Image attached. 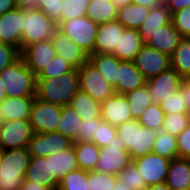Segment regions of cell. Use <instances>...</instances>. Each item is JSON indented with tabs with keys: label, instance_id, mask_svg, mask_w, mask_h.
Segmentation results:
<instances>
[{
	"label": "cell",
	"instance_id": "9",
	"mask_svg": "<svg viewBox=\"0 0 190 190\" xmlns=\"http://www.w3.org/2000/svg\"><path fill=\"white\" fill-rule=\"evenodd\" d=\"M33 133L29 120L1 121L0 148L2 150L27 148Z\"/></svg>",
	"mask_w": 190,
	"mask_h": 190
},
{
	"label": "cell",
	"instance_id": "44",
	"mask_svg": "<svg viewBox=\"0 0 190 190\" xmlns=\"http://www.w3.org/2000/svg\"><path fill=\"white\" fill-rule=\"evenodd\" d=\"M117 135V127L104 121L102 118L97 122V131L91 140L99 148L109 146Z\"/></svg>",
	"mask_w": 190,
	"mask_h": 190
},
{
	"label": "cell",
	"instance_id": "26",
	"mask_svg": "<svg viewBox=\"0 0 190 190\" xmlns=\"http://www.w3.org/2000/svg\"><path fill=\"white\" fill-rule=\"evenodd\" d=\"M172 23V13L162 3L150 9V12L139 28V33L144 41L153 36L161 26Z\"/></svg>",
	"mask_w": 190,
	"mask_h": 190
},
{
	"label": "cell",
	"instance_id": "50",
	"mask_svg": "<svg viewBox=\"0 0 190 190\" xmlns=\"http://www.w3.org/2000/svg\"><path fill=\"white\" fill-rule=\"evenodd\" d=\"M177 144H178V150H179V157L190 158V123L177 136Z\"/></svg>",
	"mask_w": 190,
	"mask_h": 190
},
{
	"label": "cell",
	"instance_id": "11",
	"mask_svg": "<svg viewBox=\"0 0 190 190\" xmlns=\"http://www.w3.org/2000/svg\"><path fill=\"white\" fill-rule=\"evenodd\" d=\"M73 146V140L58 132L33 133L28 144L31 157H48Z\"/></svg>",
	"mask_w": 190,
	"mask_h": 190
},
{
	"label": "cell",
	"instance_id": "38",
	"mask_svg": "<svg viewBox=\"0 0 190 190\" xmlns=\"http://www.w3.org/2000/svg\"><path fill=\"white\" fill-rule=\"evenodd\" d=\"M190 123V113L165 114L161 131L178 136Z\"/></svg>",
	"mask_w": 190,
	"mask_h": 190
},
{
	"label": "cell",
	"instance_id": "59",
	"mask_svg": "<svg viewBox=\"0 0 190 190\" xmlns=\"http://www.w3.org/2000/svg\"><path fill=\"white\" fill-rule=\"evenodd\" d=\"M113 2L117 5L118 8H120L132 3L133 0H113Z\"/></svg>",
	"mask_w": 190,
	"mask_h": 190
},
{
	"label": "cell",
	"instance_id": "54",
	"mask_svg": "<svg viewBox=\"0 0 190 190\" xmlns=\"http://www.w3.org/2000/svg\"><path fill=\"white\" fill-rule=\"evenodd\" d=\"M16 7L25 10H37L38 0H15Z\"/></svg>",
	"mask_w": 190,
	"mask_h": 190
},
{
	"label": "cell",
	"instance_id": "37",
	"mask_svg": "<svg viewBox=\"0 0 190 190\" xmlns=\"http://www.w3.org/2000/svg\"><path fill=\"white\" fill-rule=\"evenodd\" d=\"M57 190H88V171L77 168L59 180Z\"/></svg>",
	"mask_w": 190,
	"mask_h": 190
},
{
	"label": "cell",
	"instance_id": "33",
	"mask_svg": "<svg viewBox=\"0 0 190 190\" xmlns=\"http://www.w3.org/2000/svg\"><path fill=\"white\" fill-rule=\"evenodd\" d=\"M171 68L182 78L190 77V38H182L170 56Z\"/></svg>",
	"mask_w": 190,
	"mask_h": 190
},
{
	"label": "cell",
	"instance_id": "29",
	"mask_svg": "<svg viewBox=\"0 0 190 190\" xmlns=\"http://www.w3.org/2000/svg\"><path fill=\"white\" fill-rule=\"evenodd\" d=\"M69 106L77 112L81 120L101 118V103L80 90L71 99Z\"/></svg>",
	"mask_w": 190,
	"mask_h": 190
},
{
	"label": "cell",
	"instance_id": "13",
	"mask_svg": "<svg viewBox=\"0 0 190 190\" xmlns=\"http://www.w3.org/2000/svg\"><path fill=\"white\" fill-rule=\"evenodd\" d=\"M183 78L173 68L156 75L147 81L150 99L153 104H160L180 90Z\"/></svg>",
	"mask_w": 190,
	"mask_h": 190
},
{
	"label": "cell",
	"instance_id": "55",
	"mask_svg": "<svg viewBox=\"0 0 190 190\" xmlns=\"http://www.w3.org/2000/svg\"><path fill=\"white\" fill-rule=\"evenodd\" d=\"M133 3L151 9L162 4L163 0H133Z\"/></svg>",
	"mask_w": 190,
	"mask_h": 190
},
{
	"label": "cell",
	"instance_id": "40",
	"mask_svg": "<svg viewBox=\"0 0 190 190\" xmlns=\"http://www.w3.org/2000/svg\"><path fill=\"white\" fill-rule=\"evenodd\" d=\"M118 179L131 190H144L147 187L143 176L133 161L118 174Z\"/></svg>",
	"mask_w": 190,
	"mask_h": 190
},
{
	"label": "cell",
	"instance_id": "28",
	"mask_svg": "<svg viewBox=\"0 0 190 190\" xmlns=\"http://www.w3.org/2000/svg\"><path fill=\"white\" fill-rule=\"evenodd\" d=\"M86 16L97 25L117 20L118 7L113 1L89 0Z\"/></svg>",
	"mask_w": 190,
	"mask_h": 190
},
{
	"label": "cell",
	"instance_id": "25",
	"mask_svg": "<svg viewBox=\"0 0 190 190\" xmlns=\"http://www.w3.org/2000/svg\"><path fill=\"white\" fill-rule=\"evenodd\" d=\"M165 183L172 189L190 188V158H173L169 165Z\"/></svg>",
	"mask_w": 190,
	"mask_h": 190
},
{
	"label": "cell",
	"instance_id": "46",
	"mask_svg": "<svg viewBox=\"0 0 190 190\" xmlns=\"http://www.w3.org/2000/svg\"><path fill=\"white\" fill-rule=\"evenodd\" d=\"M161 109L165 114L187 113L186 104L184 103L183 93L181 90L177 91L168 99L160 103Z\"/></svg>",
	"mask_w": 190,
	"mask_h": 190
},
{
	"label": "cell",
	"instance_id": "22",
	"mask_svg": "<svg viewBox=\"0 0 190 190\" xmlns=\"http://www.w3.org/2000/svg\"><path fill=\"white\" fill-rule=\"evenodd\" d=\"M147 84L134 61H120L117 74V93L126 94Z\"/></svg>",
	"mask_w": 190,
	"mask_h": 190
},
{
	"label": "cell",
	"instance_id": "34",
	"mask_svg": "<svg viewBox=\"0 0 190 190\" xmlns=\"http://www.w3.org/2000/svg\"><path fill=\"white\" fill-rule=\"evenodd\" d=\"M81 118L69 105L61 106V117L59 119L57 132L69 137L76 142V132L80 126Z\"/></svg>",
	"mask_w": 190,
	"mask_h": 190
},
{
	"label": "cell",
	"instance_id": "48",
	"mask_svg": "<svg viewBox=\"0 0 190 190\" xmlns=\"http://www.w3.org/2000/svg\"><path fill=\"white\" fill-rule=\"evenodd\" d=\"M21 57V52L8 44L0 42V72Z\"/></svg>",
	"mask_w": 190,
	"mask_h": 190
},
{
	"label": "cell",
	"instance_id": "19",
	"mask_svg": "<svg viewBox=\"0 0 190 190\" xmlns=\"http://www.w3.org/2000/svg\"><path fill=\"white\" fill-rule=\"evenodd\" d=\"M125 27L118 20L109 21L98 26L94 45V54H112L118 47L120 35Z\"/></svg>",
	"mask_w": 190,
	"mask_h": 190
},
{
	"label": "cell",
	"instance_id": "10",
	"mask_svg": "<svg viewBox=\"0 0 190 190\" xmlns=\"http://www.w3.org/2000/svg\"><path fill=\"white\" fill-rule=\"evenodd\" d=\"M60 117L61 106L34 99L29 120L34 133L57 132Z\"/></svg>",
	"mask_w": 190,
	"mask_h": 190
},
{
	"label": "cell",
	"instance_id": "32",
	"mask_svg": "<svg viewBox=\"0 0 190 190\" xmlns=\"http://www.w3.org/2000/svg\"><path fill=\"white\" fill-rule=\"evenodd\" d=\"M149 12V8L139 6L132 2L127 6L118 8L117 20L125 28L139 30Z\"/></svg>",
	"mask_w": 190,
	"mask_h": 190
},
{
	"label": "cell",
	"instance_id": "18",
	"mask_svg": "<svg viewBox=\"0 0 190 190\" xmlns=\"http://www.w3.org/2000/svg\"><path fill=\"white\" fill-rule=\"evenodd\" d=\"M22 9L16 7L0 15V42L21 52Z\"/></svg>",
	"mask_w": 190,
	"mask_h": 190
},
{
	"label": "cell",
	"instance_id": "56",
	"mask_svg": "<svg viewBox=\"0 0 190 190\" xmlns=\"http://www.w3.org/2000/svg\"><path fill=\"white\" fill-rule=\"evenodd\" d=\"M16 8L15 0H0V15Z\"/></svg>",
	"mask_w": 190,
	"mask_h": 190
},
{
	"label": "cell",
	"instance_id": "60",
	"mask_svg": "<svg viewBox=\"0 0 190 190\" xmlns=\"http://www.w3.org/2000/svg\"><path fill=\"white\" fill-rule=\"evenodd\" d=\"M2 85V80L0 79V103L7 97Z\"/></svg>",
	"mask_w": 190,
	"mask_h": 190
},
{
	"label": "cell",
	"instance_id": "8",
	"mask_svg": "<svg viewBox=\"0 0 190 190\" xmlns=\"http://www.w3.org/2000/svg\"><path fill=\"white\" fill-rule=\"evenodd\" d=\"M132 161L130 153L125 149L123 141L117 134L109 146L100 148L99 161L95 170L118 175Z\"/></svg>",
	"mask_w": 190,
	"mask_h": 190
},
{
	"label": "cell",
	"instance_id": "58",
	"mask_svg": "<svg viewBox=\"0 0 190 190\" xmlns=\"http://www.w3.org/2000/svg\"><path fill=\"white\" fill-rule=\"evenodd\" d=\"M112 190H131L128 188L124 183H122L119 179H117V182L113 186Z\"/></svg>",
	"mask_w": 190,
	"mask_h": 190
},
{
	"label": "cell",
	"instance_id": "4",
	"mask_svg": "<svg viewBox=\"0 0 190 190\" xmlns=\"http://www.w3.org/2000/svg\"><path fill=\"white\" fill-rule=\"evenodd\" d=\"M7 97L35 96L36 76L20 57L0 72Z\"/></svg>",
	"mask_w": 190,
	"mask_h": 190
},
{
	"label": "cell",
	"instance_id": "3",
	"mask_svg": "<svg viewBox=\"0 0 190 190\" xmlns=\"http://www.w3.org/2000/svg\"><path fill=\"white\" fill-rule=\"evenodd\" d=\"M30 159L31 155L27 148L3 150L0 164V186L2 190H20Z\"/></svg>",
	"mask_w": 190,
	"mask_h": 190
},
{
	"label": "cell",
	"instance_id": "49",
	"mask_svg": "<svg viewBox=\"0 0 190 190\" xmlns=\"http://www.w3.org/2000/svg\"><path fill=\"white\" fill-rule=\"evenodd\" d=\"M101 118L91 120H81L78 131L76 132V142L78 141H91L97 131V122Z\"/></svg>",
	"mask_w": 190,
	"mask_h": 190
},
{
	"label": "cell",
	"instance_id": "53",
	"mask_svg": "<svg viewBox=\"0 0 190 190\" xmlns=\"http://www.w3.org/2000/svg\"><path fill=\"white\" fill-rule=\"evenodd\" d=\"M20 190H53L49 186H44L35 182L23 180L20 186Z\"/></svg>",
	"mask_w": 190,
	"mask_h": 190
},
{
	"label": "cell",
	"instance_id": "43",
	"mask_svg": "<svg viewBox=\"0 0 190 190\" xmlns=\"http://www.w3.org/2000/svg\"><path fill=\"white\" fill-rule=\"evenodd\" d=\"M89 0H63L62 22L86 16Z\"/></svg>",
	"mask_w": 190,
	"mask_h": 190
},
{
	"label": "cell",
	"instance_id": "35",
	"mask_svg": "<svg viewBox=\"0 0 190 190\" xmlns=\"http://www.w3.org/2000/svg\"><path fill=\"white\" fill-rule=\"evenodd\" d=\"M132 113V118L138 120L144 110L152 104L150 88L147 84L125 94Z\"/></svg>",
	"mask_w": 190,
	"mask_h": 190
},
{
	"label": "cell",
	"instance_id": "52",
	"mask_svg": "<svg viewBox=\"0 0 190 190\" xmlns=\"http://www.w3.org/2000/svg\"><path fill=\"white\" fill-rule=\"evenodd\" d=\"M180 90L183 93L184 103L186 104L187 113H190V77L183 78Z\"/></svg>",
	"mask_w": 190,
	"mask_h": 190
},
{
	"label": "cell",
	"instance_id": "7",
	"mask_svg": "<svg viewBox=\"0 0 190 190\" xmlns=\"http://www.w3.org/2000/svg\"><path fill=\"white\" fill-rule=\"evenodd\" d=\"M77 71L80 91L90 95L94 100L102 103L115 93L107 79L90 61Z\"/></svg>",
	"mask_w": 190,
	"mask_h": 190
},
{
	"label": "cell",
	"instance_id": "15",
	"mask_svg": "<svg viewBox=\"0 0 190 190\" xmlns=\"http://www.w3.org/2000/svg\"><path fill=\"white\" fill-rule=\"evenodd\" d=\"M56 55L51 40L31 44L21 51V58L36 77Z\"/></svg>",
	"mask_w": 190,
	"mask_h": 190
},
{
	"label": "cell",
	"instance_id": "23",
	"mask_svg": "<svg viewBox=\"0 0 190 190\" xmlns=\"http://www.w3.org/2000/svg\"><path fill=\"white\" fill-rule=\"evenodd\" d=\"M182 39L181 34L175 29L173 23L161 26L145 44L159 52L171 56Z\"/></svg>",
	"mask_w": 190,
	"mask_h": 190
},
{
	"label": "cell",
	"instance_id": "47",
	"mask_svg": "<svg viewBox=\"0 0 190 190\" xmlns=\"http://www.w3.org/2000/svg\"><path fill=\"white\" fill-rule=\"evenodd\" d=\"M63 0H38V9L42 10L59 26L62 23Z\"/></svg>",
	"mask_w": 190,
	"mask_h": 190
},
{
	"label": "cell",
	"instance_id": "27",
	"mask_svg": "<svg viewBox=\"0 0 190 190\" xmlns=\"http://www.w3.org/2000/svg\"><path fill=\"white\" fill-rule=\"evenodd\" d=\"M89 61L103 74L117 93V74L121 60L113 54H90Z\"/></svg>",
	"mask_w": 190,
	"mask_h": 190
},
{
	"label": "cell",
	"instance_id": "20",
	"mask_svg": "<svg viewBox=\"0 0 190 190\" xmlns=\"http://www.w3.org/2000/svg\"><path fill=\"white\" fill-rule=\"evenodd\" d=\"M35 96L6 97L0 103V121L30 120Z\"/></svg>",
	"mask_w": 190,
	"mask_h": 190
},
{
	"label": "cell",
	"instance_id": "1",
	"mask_svg": "<svg viewBox=\"0 0 190 190\" xmlns=\"http://www.w3.org/2000/svg\"><path fill=\"white\" fill-rule=\"evenodd\" d=\"M80 90L77 69L57 78H36L35 98L56 104L69 105Z\"/></svg>",
	"mask_w": 190,
	"mask_h": 190
},
{
	"label": "cell",
	"instance_id": "21",
	"mask_svg": "<svg viewBox=\"0 0 190 190\" xmlns=\"http://www.w3.org/2000/svg\"><path fill=\"white\" fill-rule=\"evenodd\" d=\"M24 180L57 190L59 180L51 175L50 156L31 157Z\"/></svg>",
	"mask_w": 190,
	"mask_h": 190
},
{
	"label": "cell",
	"instance_id": "12",
	"mask_svg": "<svg viewBox=\"0 0 190 190\" xmlns=\"http://www.w3.org/2000/svg\"><path fill=\"white\" fill-rule=\"evenodd\" d=\"M134 63L147 81L171 67L169 55L146 44L137 53Z\"/></svg>",
	"mask_w": 190,
	"mask_h": 190
},
{
	"label": "cell",
	"instance_id": "41",
	"mask_svg": "<svg viewBox=\"0 0 190 190\" xmlns=\"http://www.w3.org/2000/svg\"><path fill=\"white\" fill-rule=\"evenodd\" d=\"M118 175L88 171V190H112Z\"/></svg>",
	"mask_w": 190,
	"mask_h": 190
},
{
	"label": "cell",
	"instance_id": "16",
	"mask_svg": "<svg viewBox=\"0 0 190 190\" xmlns=\"http://www.w3.org/2000/svg\"><path fill=\"white\" fill-rule=\"evenodd\" d=\"M51 42L56 50L57 55L61 56L75 69H79L89 61V54L78 47L63 32L57 29L51 37Z\"/></svg>",
	"mask_w": 190,
	"mask_h": 190
},
{
	"label": "cell",
	"instance_id": "31",
	"mask_svg": "<svg viewBox=\"0 0 190 190\" xmlns=\"http://www.w3.org/2000/svg\"><path fill=\"white\" fill-rule=\"evenodd\" d=\"M78 168L86 171L95 170L99 161L100 148L92 141L73 142Z\"/></svg>",
	"mask_w": 190,
	"mask_h": 190
},
{
	"label": "cell",
	"instance_id": "6",
	"mask_svg": "<svg viewBox=\"0 0 190 190\" xmlns=\"http://www.w3.org/2000/svg\"><path fill=\"white\" fill-rule=\"evenodd\" d=\"M98 26L87 16L62 22L58 29L86 53L94 54Z\"/></svg>",
	"mask_w": 190,
	"mask_h": 190
},
{
	"label": "cell",
	"instance_id": "17",
	"mask_svg": "<svg viewBox=\"0 0 190 190\" xmlns=\"http://www.w3.org/2000/svg\"><path fill=\"white\" fill-rule=\"evenodd\" d=\"M101 118L115 127L132 120V113L125 94L114 93L102 102Z\"/></svg>",
	"mask_w": 190,
	"mask_h": 190
},
{
	"label": "cell",
	"instance_id": "42",
	"mask_svg": "<svg viewBox=\"0 0 190 190\" xmlns=\"http://www.w3.org/2000/svg\"><path fill=\"white\" fill-rule=\"evenodd\" d=\"M75 68L71 66L66 60L61 58V56L56 55L53 57L52 61L48 63L45 68L38 74L36 78H57L72 72Z\"/></svg>",
	"mask_w": 190,
	"mask_h": 190
},
{
	"label": "cell",
	"instance_id": "36",
	"mask_svg": "<svg viewBox=\"0 0 190 190\" xmlns=\"http://www.w3.org/2000/svg\"><path fill=\"white\" fill-rule=\"evenodd\" d=\"M153 153L171 160L179 157L177 137L161 130L158 131Z\"/></svg>",
	"mask_w": 190,
	"mask_h": 190
},
{
	"label": "cell",
	"instance_id": "5",
	"mask_svg": "<svg viewBox=\"0 0 190 190\" xmlns=\"http://www.w3.org/2000/svg\"><path fill=\"white\" fill-rule=\"evenodd\" d=\"M58 25L42 10L22 9L21 51L34 43L50 40Z\"/></svg>",
	"mask_w": 190,
	"mask_h": 190
},
{
	"label": "cell",
	"instance_id": "45",
	"mask_svg": "<svg viewBox=\"0 0 190 190\" xmlns=\"http://www.w3.org/2000/svg\"><path fill=\"white\" fill-rule=\"evenodd\" d=\"M172 23L182 38H190V7L172 13Z\"/></svg>",
	"mask_w": 190,
	"mask_h": 190
},
{
	"label": "cell",
	"instance_id": "14",
	"mask_svg": "<svg viewBox=\"0 0 190 190\" xmlns=\"http://www.w3.org/2000/svg\"><path fill=\"white\" fill-rule=\"evenodd\" d=\"M133 162L143 176L146 185L149 186L165 182L171 159L151 152L133 159Z\"/></svg>",
	"mask_w": 190,
	"mask_h": 190
},
{
	"label": "cell",
	"instance_id": "39",
	"mask_svg": "<svg viewBox=\"0 0 190 190\" xmlns=\"http://www.w3.org/2000/svg\"><path fill=\"white\" fill-rule=\"evenodd\" d=\"M165 113L161 109L160 104H150L138 119L142 126L155 131H160L164 121Z\"/></svg>",
	"mask_w": 190,
	"mask_h": 190
},
{
	"label": "cell",
	"instance_id": "61",
	"mask_svg": "<svg viewBox=\"0 0 190 190\" xmlns=\"http://www.w3.org/2000/svg\"><path fill=\"white\" fill-rule=\"evenodd\" d=\"M3 150L0 148V164L2 162Z\"/></svg>",
	"mask_w": 190,
	"mask_h": 190
},
{
	"label": "cell",
	"instance_id": "2",
	"mask_svg": "<svg viewBox=\"0 0 190 190\" xmlns=\"http://www.w3.org/2000/svg\"><path fill=\"white\" fill-rule=\"evenodd\" d=\"M117 134L132 159L153 152L157 131L142 126L138 120L132 119L119 125Z\"/></svg>",
	"mask_w": 190,
	"mask_h": 190
},
{
	"label": "cell",
	"instance_id": "57",
	"mask_svg": "<svg viewBox=\"0 0 190 190\" xmlns=\"http://www.w3.org/2000/svg\"><path fill=\"white\" fill-rule=\"evenodd\" d=\"M144 190H172L165 182L149 185Z\"/></svg>",
	"mask_w": 190,
	"mask_h": 190
},
{
	"label": "cell",
	"instance_id": "30",
	"mask_svg": "<svg viewBox=\"0 0 190 190\" xmlns=\"http://www.w3.org/2000/svg\"><path fill=\"white\" fill-rule=\"evenodd\" d=\"M50 167L51 175H54L58 180L77 169L78 163L74 147L52 154L50 156Z\"/></svg>",
	"mask_w": 190,
	"mask_h": 190
},
{
	"label": "cell",
	"instance_id": "51",
	"mask_svg": "<svg viewBox=\"0 0 190 190\" xmlns=\"http://www.w3.org/2000/svg\"><path fill=\"white\" fill-rule=\"evenodd\" d=\"M163 4L171 13H174L183 8L190 7V0H163Z\"/></svg>",
	"mask_w": 190,
	"mask_h": 190
},
{
	"label": "cell",
	"instance_id": "24",
	"mask_svg": "<svg viewBox=\"0 0 190 190\" xmlns=\"http://www.w3.org/2000/svg\"><path fill=\"white\" fill-rule=\"evenodd\" d=\"M145 45L138 29L125 28L119 37L118 47L112 53L121 61H134L137 53Z\"/></svg>",
	"mask_w": 190,
	"mask_h": 190
}]
</instances>
